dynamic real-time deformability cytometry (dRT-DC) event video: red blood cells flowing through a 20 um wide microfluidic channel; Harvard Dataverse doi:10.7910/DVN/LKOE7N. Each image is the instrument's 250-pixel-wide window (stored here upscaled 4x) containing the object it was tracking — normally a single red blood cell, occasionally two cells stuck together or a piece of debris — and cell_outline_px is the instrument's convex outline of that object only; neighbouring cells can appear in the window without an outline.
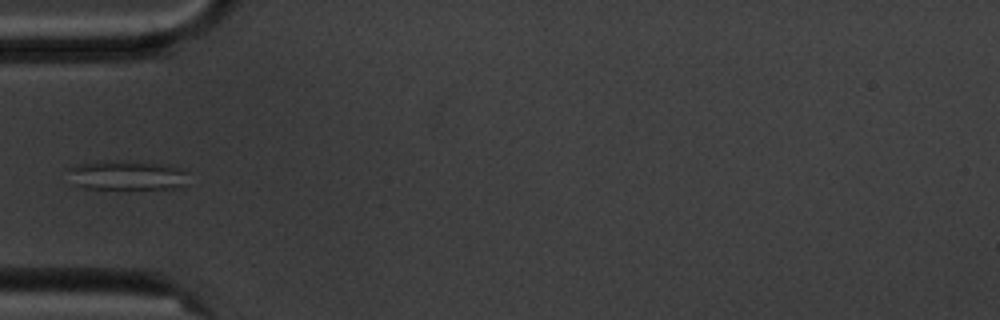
{"species": "common noctule bat (a hibernating species)", "species_latin": "Nyctalus noctula", "temperature_condition": "cold", "stored_images_in_passage": 4, "camera_frame_rate_fps": 3000, "um_per_image_px": 0.085, "animal": {"sex": "male", "body_mass_g": 20.1, "forearm_length_mm": 53.5}, "frame": {"image": 1, "passage_image": 4, "time_ms": 4.333, "image_size_px": [1000, 320], "cell_outline_px": [[188, 184], [180, 188], [84, 188], [76, 184], [68, 168], [80, 164], [96, 160], [120, 160], [160, 164], [184, 168], [188, 172]], "centroid_in_image_um": [10.89, 14.88], "position_along_channel_um": 74.1, "area_um2": 20.69}}